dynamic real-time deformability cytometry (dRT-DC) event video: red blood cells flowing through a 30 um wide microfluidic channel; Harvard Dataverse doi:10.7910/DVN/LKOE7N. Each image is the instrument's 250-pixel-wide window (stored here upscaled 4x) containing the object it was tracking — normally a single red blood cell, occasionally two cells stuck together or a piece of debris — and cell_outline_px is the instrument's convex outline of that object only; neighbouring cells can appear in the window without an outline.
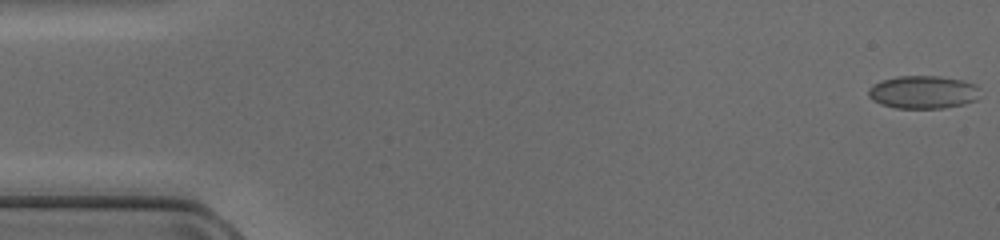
{"species": "common noctule bat (a hibernating species)", "species_latin": "Nyctalus noctula", "temperature_condition": "cold", "stored_images_in_passage": 50, "camera_frame_rate_fps": 3000, "um_per_image_px": 0.085, "animal": {"sex": "female", "body_mass_g": 17.0, "forearm_length_mm": 48.0}, "frame": {"image": 1, "passage_image": 1, "time_ms": 0.0, "image_size_px": [1000, 240], "cell_outline_px": [[980, 88], [976, 100], [964, 104], [944, 108], [896, 108], [880, 104], [872, 100], [868, 96], [868, 88], [872, 84], [880, 80], [896, 76], [940, 76], [964, 80], [976, 84]], "centroid_in_image_um": [78.45, 7.82], "position_along_channel_um": 6.6, "area_um2": 21.79}}
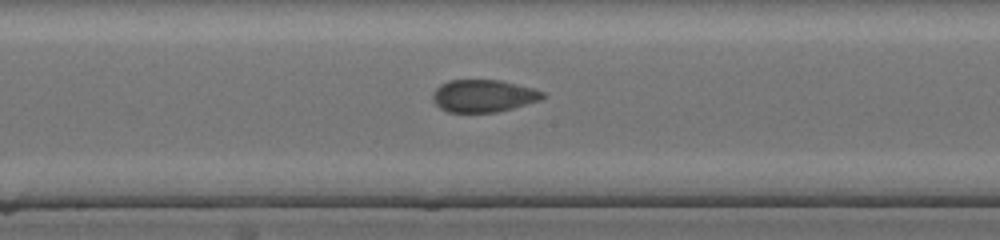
{"frame": {"image": 2, "passage_image": 26, "time_ms": 8.333, "image_size_px": [1000, 240], "cell_outline_px": [[544, 96], [540, 100], [512, 108], [496, 112], [448, 112], [440, 108], [432, 100], [432, 96], [436, 88], [440, 84], [448, 80], [500, 80], [532, 88], [544, 92]], "centroid_in_image_um": [41.05, 8.14], "position_along_channel_um": 207.1, "area_um2": 20.63}}
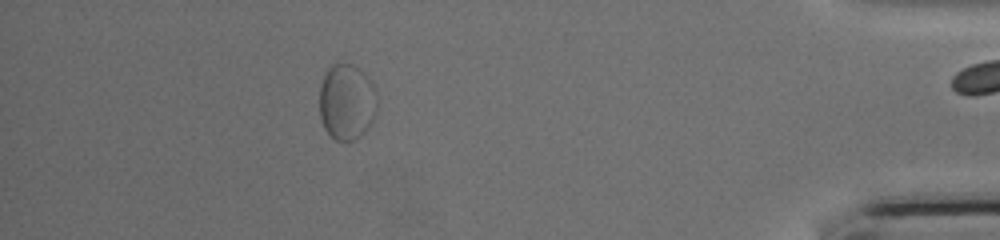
{"frame": {"image": 3, "passage_image": 44, "time_ms": 14.333, "image_size_px": [1000, 240], "cell_outline_px": [[376, 112], [372, 120], [364, 132], [360, 136], [348, 144], [336, 140], [324, 128], [320, 116], [320, 84], [328, 68], [332, 64], [352, 64], [364, 72], [372, 84], [376, 92]], "centroid_in_image_um": [29.46, 8.68], "position_along_channel_um": 405.7, "area_um2": 25.61}}